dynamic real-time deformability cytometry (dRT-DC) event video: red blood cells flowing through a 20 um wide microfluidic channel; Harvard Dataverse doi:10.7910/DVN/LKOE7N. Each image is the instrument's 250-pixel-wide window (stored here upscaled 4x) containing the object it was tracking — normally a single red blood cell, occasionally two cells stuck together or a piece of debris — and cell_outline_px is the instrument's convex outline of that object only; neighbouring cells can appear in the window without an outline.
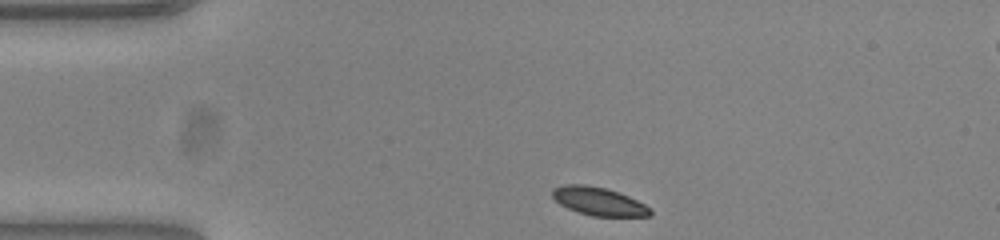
{"species": "common noctule bat (a hibernating species)", "species_latin": "Nyctalus noctula", "temperature_condition": "warm", "stored_images_in_passage": 35, "camera_frame_rate_fps": 3000, "um_per_image_px": 0.085, "animal": {"sex": "female", "body_mass_g": 23.0, "forearm_length_mm": 53.4}, "frame": {"image": 1, "passage_image": 1, "time_ms": 0.0, "image_size_px": [1000, 240], "cell_outline_px": [[652, 216], [592, 216], [568, 208], [560, 204], [552, 196], [552, 188], [564, 184], [584, 184], [604, 188], [628, 196], [652, 208]], "centroid_in_image_um": [50.89, 17.11], "position_along_channel_um": 34.1, "area_um2": 15.95}}
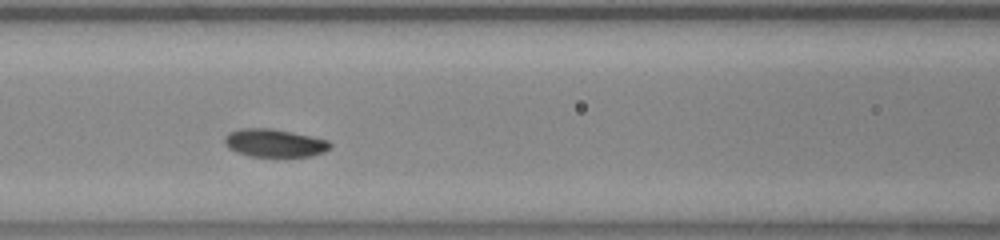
{"frame": {"image": 2, "passage_image": 13, "time_ms": 4.0, "image_size_px": [1000, 240], "cell_outline_px": [[332, 148], [324, 152], [312, 156], [252, 156], [236, 152], [228, 148], [224, 144], [224, 136], [228, 132], [240, 128], [272, 128], [292, 132], [328, 140], [332, 144]], "centroid_in_image_um": [23.32, 12.15], "position_along_channel_um": 143.3, "area_um2": 17.34}}
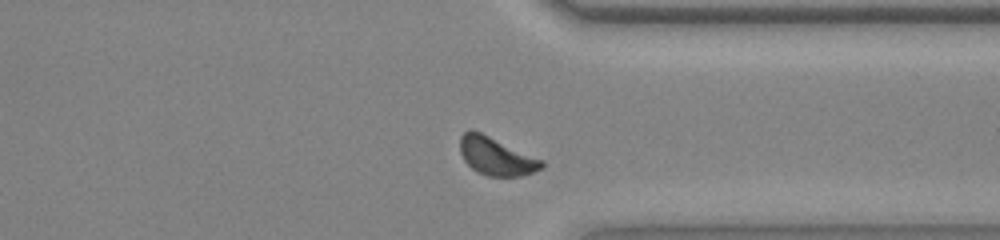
{"frame": {"image": 3, "passage_image": 31, "time_ms": 10.0, "image_size_px": [1000, 240], "cell_outline_px": [[544, 168], [520, 176], [488, 176], [476, 172], [464, 160], [460, 152], [460, 136], [464, 132], [472, 128], [544, 160]], "centroid_in_image_um": [42.17, 13.27], "position_along_channel_um": 369.2, "area_um2": 18.21}}